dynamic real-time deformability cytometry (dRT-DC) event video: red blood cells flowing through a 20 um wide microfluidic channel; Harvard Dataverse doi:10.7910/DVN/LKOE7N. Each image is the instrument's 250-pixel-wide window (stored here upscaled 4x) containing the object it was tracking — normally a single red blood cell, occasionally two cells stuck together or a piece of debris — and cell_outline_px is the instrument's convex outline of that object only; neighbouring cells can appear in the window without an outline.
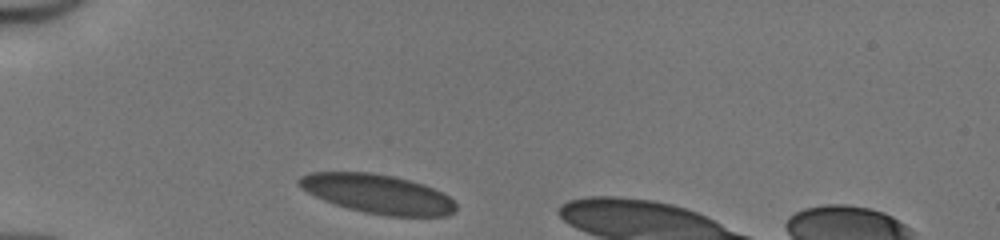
{"species": "human", "species_latin": "Homo sapiens", "temperature_condition": "cold", "stored_images_in_passage": 28, "camera_frame_rate_fps": 3000, "um_per_image_px": 0.085, "donor": {"sex": "male"}, "frame": {"image": 1, "passage_image": 1, "time_ms": 0.0, "image_size_px": [1000, 240], "cell_outline_px": [[456, 212], [448, 216], [384, 216], [364, 212], [348, 208], [324, 200], [300, 188], [296, 184], [296, 180], [300, 176], [308, 172], [372, 172], [396, 176], [424, 184], [448, 196], [456, 204]], "centroid_in_image_um": [32.09, 16.47], "position_along_channel_um": 52.9, "area_um2": 36.01}}
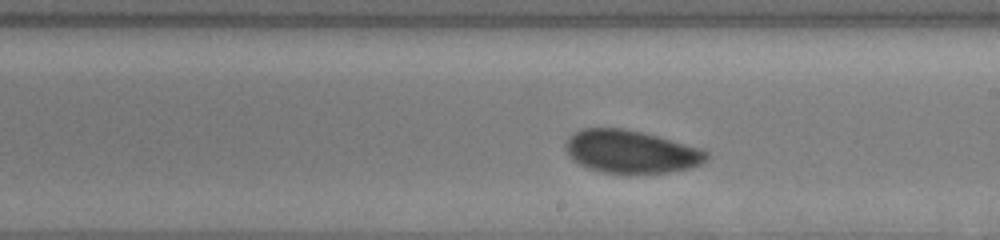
{"frame": {"image": 2, "passage_image": 16, "time_ms": 5.0, "image_size_px": [1000, 240], "cell_outline_px": [[708, 160], [700, 164], [688, 168], [668, 172], [604, 172], [588, 168], [572, 160], [568, 156], [564, 148], [564, 144], [568, 136], [580, 128], [624, 128], [656, 136], [700, 148], [708, 152]], "centroid_in_image_um": [53.57, 12.87], "position_along_channel_um": 235.4, "area_um2": 34.91}}
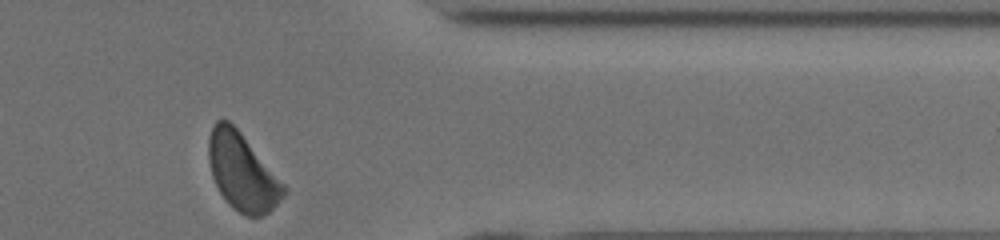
{"frame": {"image": 3, "passage_image": 28, "time_ms": 9.0, "image_size_px": [1000, 240], "cell_outline_px": [[288, 192], [268, 212], [260, 216], [244, 216], [232, 208], [224, 200], [212, 176], [208, 160], [208, 136], [212, 124], [216, 120], [228, 120], [240, 132], [288, 188]], "centroid_in_image_um": [20.57, 14.62], "position_along_channel_um": 390.8, "area_um2": 33.76}, "authors_computed_cell_mechanics": {"area_um2": 35.6048, "velocity_mm_per_s": 4.1139, "shape_relaxation_time_tau1_ms": 2.7037, "shape_relaxation_time_tau2_ms": 2.0026, "deformation_change_tau1": 0.0871, "deformation_change_tau2": 0.0661}}